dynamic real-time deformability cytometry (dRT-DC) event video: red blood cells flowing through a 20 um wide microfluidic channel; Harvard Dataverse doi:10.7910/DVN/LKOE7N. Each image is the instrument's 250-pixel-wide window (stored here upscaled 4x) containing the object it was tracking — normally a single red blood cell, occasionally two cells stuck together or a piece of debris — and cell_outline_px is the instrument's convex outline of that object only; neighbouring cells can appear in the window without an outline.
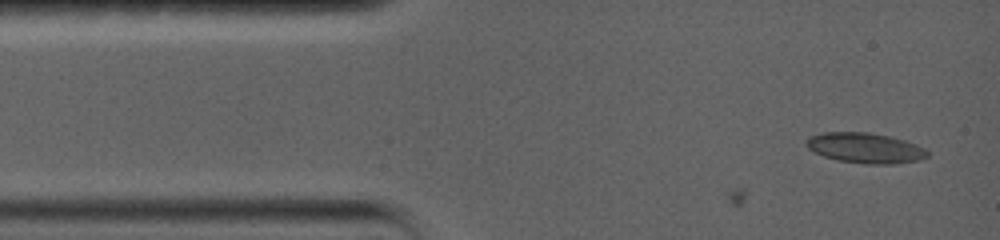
{"species": "common noctule bat (a hibernating species)", "species_latin": "Nyctalus noctula", "temperature_condition": "warm", "stored_images_in_passage": 7, "camera_frame_rate_fps": 5000, "um_per_image_px": 0.085, "animal": {"sex": "female", "body_mass_g": 19.0, "forearm_length_mm": 56.7}, "frame": {"image": 1, "passage_image": 1, "time_ms": 0.0, "image_size_px": [1000, 240], "cell_outline_px": [[928, 156], [920, 160], [892, 164], [864, 164], [836, 160], [824, 156], [808, 148], [804, 144], [804, 140], [808, 136], [824, 132], [868, 132], [888, 136], [904, 140], [916, 144], [924, 148], [928, 152]], "centroid_in_image_um": [73.51, 12.58], "position_along_channel_um": 11.5, "area_um2": 21.5}}